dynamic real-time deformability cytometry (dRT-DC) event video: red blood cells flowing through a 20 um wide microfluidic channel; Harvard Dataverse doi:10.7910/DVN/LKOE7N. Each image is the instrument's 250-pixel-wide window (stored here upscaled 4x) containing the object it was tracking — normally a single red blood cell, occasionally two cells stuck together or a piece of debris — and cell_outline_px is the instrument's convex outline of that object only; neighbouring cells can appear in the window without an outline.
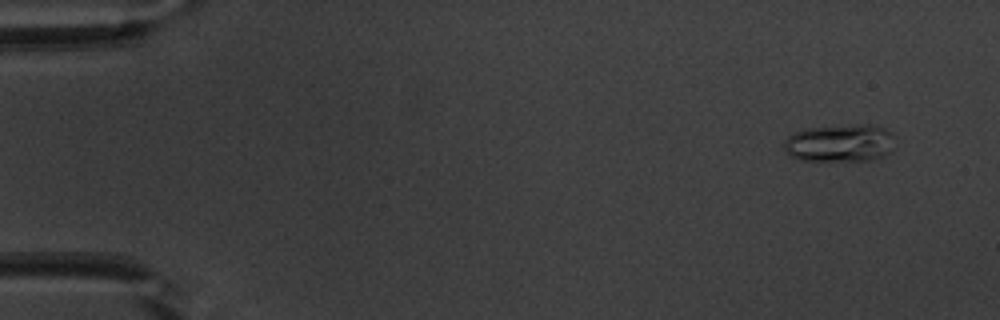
{"species": "common noctule bat (a hibernating species)", "species_latin": "Nyctalus noctula", "temperature_condition": "warm", "stored_images_in_passage": 49, "camera_frame_rate_fps": 3000, "um_per_image_px": 0.085, "animal": {"sex": "male", "body_mass_g": 20.1, "forearm_length_mm": 53.5}, "frame": {"image": 1, "passage_image": 2, "time_ms": 0.333, "image_size_px": [1000, 320], "cell_outline_px": [[896, 148], [892, 152], [872, 160], [800, 160], [784, 152], [784, 140], [788, 136], [796, 132], [808, 128], [864, 124], [868, 124], [884, 128], [892, 132]], "centroid_in_image_um": [71.44, 12.16], "position_along_channel_um": 13.6, "area_um2": 24.45}}
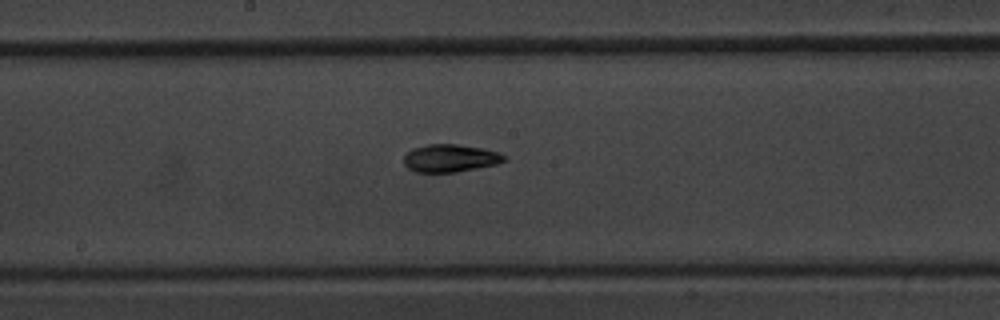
{"frame": {"image": 2, "passage_image": 26, "time_ms": 8.333, "image_size_px": [1000, 320], "cell_outline_px": [[508, 160], [496, 164], [456, 172], [416, 172], [408, 168], [404, 164], [404, 156], [412, 148], [428, 144], [456, 144], [480, 148], [500, 152], [508, 156]], "centroid_in_image_um": [38.29, 13.44], "position_along_channel_um": 209.9, "area_um2": 16.24}}
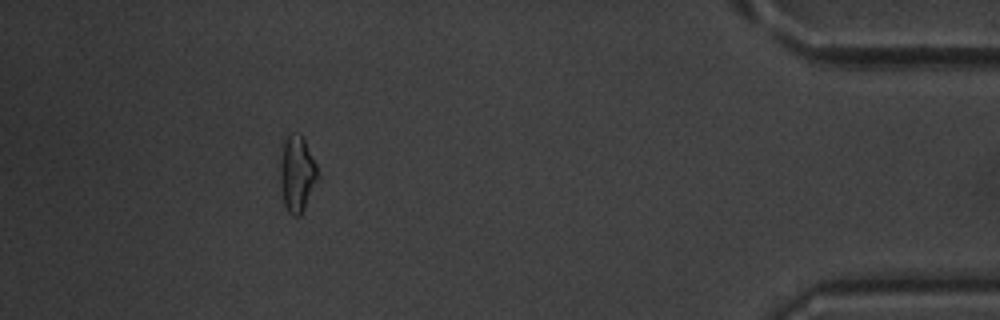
{"frame": {"image": 3, "passage_image": 45, "time_ms": 14.667, "image_size_px": [1000, 320], "cell_outline_px": [[320, 180], [300, 216], [292, 216], [288, 212], [284, 204], [280, 180], [280, 168], [284, 144], [288, 136], [292, 132], [300, 132], [316, 164], [320, 176]], "centroid_in_image_um": [25.29, 14.82], "position_along_channel_um": 409.9, "area_um2": 16.76}, "authors_computed_cell_mechanics": {"area_um2": 16.2418, "velocity_mm_per_s": 3.969, "shape_relaxation_time_tau1_ms": 3.5596, "shape_relaxation_time_tau2_ms": 3.3219, "deformation_change_tau1": 0.1574, "deformation_change_tau2": 0.1071}}